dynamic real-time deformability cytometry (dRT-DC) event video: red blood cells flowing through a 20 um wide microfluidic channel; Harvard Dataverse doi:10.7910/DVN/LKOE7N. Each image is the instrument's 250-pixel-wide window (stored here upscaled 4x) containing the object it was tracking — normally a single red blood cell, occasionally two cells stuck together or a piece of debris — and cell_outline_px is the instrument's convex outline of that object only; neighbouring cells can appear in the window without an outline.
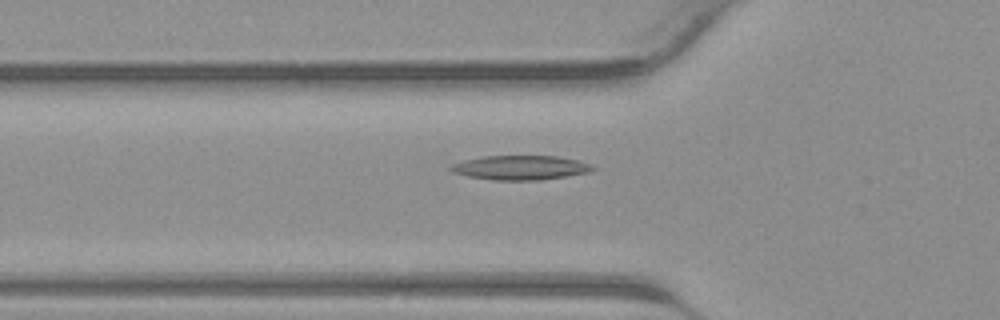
{"species": "common noctule bat (a hibernating species)", "species_latin": "Nyctalus noctula", "temperature_condition": "warm", "stored_images_in_passage": 40, "camera_frame_rate_fps": 3000, "um_per_image_px": 0.085, "animal": {"sex": "male", "body_mass_g": 23.1, "forearm_length_mm": 52.7}, "frame": {"image": 1, "passage_image": 13, "time_ms": 4.0, "image_size_px": [1000, 320], "cell_outline_px": [[596, 168], [588, 172], [540, 180], [492, 180], [468, 176], [452, 172], [448, 168], [452, 164], [464, 160], [480, 156], [556, 156], [576, 160], [588, 164]], "centroid_in_image_um": [44.16, 14.25], "position_along_channel_um": 81.6, "area_um2": 19.94}}
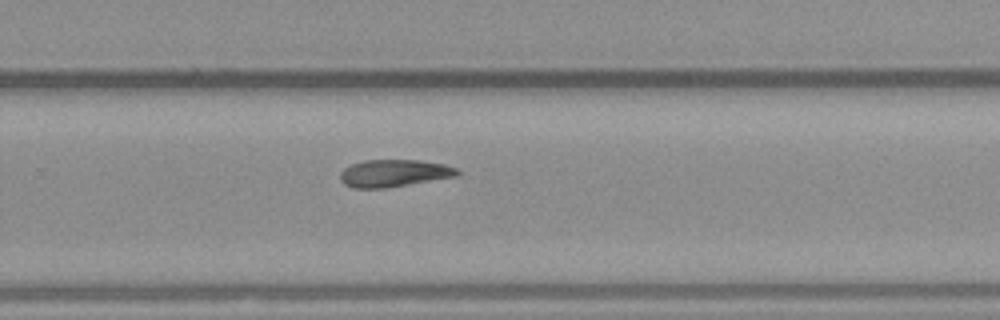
{"frame": {"image": 2, "passage_image": 26, "time_ms": 8.333, "image_size_px": [1000, 320], "cell_outline_px": [[460, 172], [456, 176], [384, 188], [352, 188], [344, 184], [340, 180], [340, 172], [344, 168], [352, 164], [364, 160], [420, 160], [444, 164], [456, 168]], "centroid_in_image_um": [33.45, 14.72], "position_along_channel_um": 296.4, "area_um2": 18.5}}
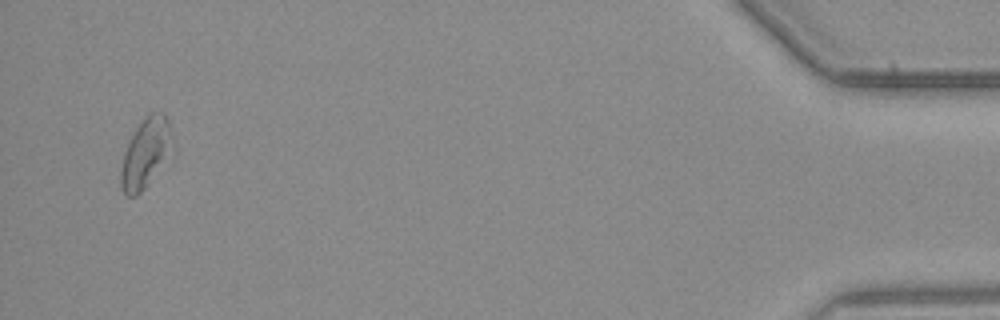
{"frame": {"image": 3, "passage_image": 39, "time_ms": 12.667, "image_size_px": [1000, 320], "cell_outline_px": [[172, 136], [168, 152], [144, 188], [136, 196], [128, 196], [120, 188], [120, 172], [124, 152], [136, 128], [144, 116], [152, 112], [164, 112], [168, 120]], "centroid_in_image_um": [12.32, 12.97], "position_along_channel_um": 422.9, "area_um2": 19.94}}